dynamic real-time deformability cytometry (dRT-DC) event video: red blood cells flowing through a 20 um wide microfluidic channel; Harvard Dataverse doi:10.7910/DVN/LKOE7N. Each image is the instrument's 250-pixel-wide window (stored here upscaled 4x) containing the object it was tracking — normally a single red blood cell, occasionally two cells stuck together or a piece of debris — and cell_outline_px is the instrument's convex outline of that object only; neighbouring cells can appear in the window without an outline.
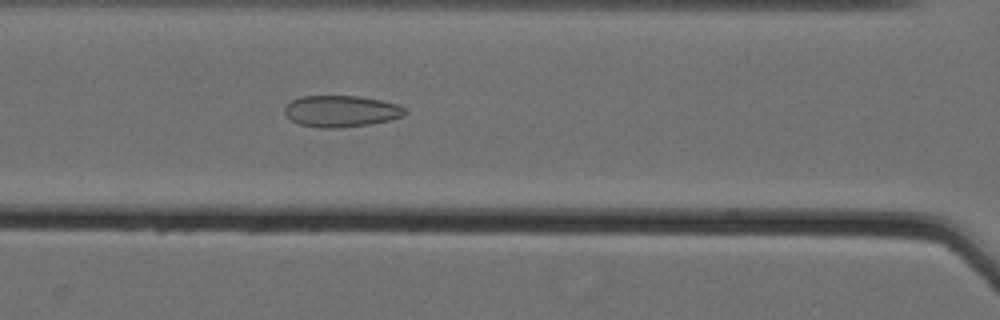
{"species": "Egyptian fruit bat (a non-hibernating species)", "species_latin": "Rousettus aegyptiacus", "temperature_condition": "cold", "stored_images_in_passage": 61, "camera_frame_rate_fps": 3000, "um_per_image_px": 0.085, "animal": {"sex": "female"}, "frame": {"image": 1, "passage_image": 31, "time_ms": 10.0, "image_size_px": [1000, 320], "cell_outline_px": [[408, 112], [400, 116], [388, 120], [368, 124], [340, 128], [320, 128], [300, 124], [292, 120], [284, 112], [284, 108], [292, 100], [300, 96], [360, 96], [380, 100], [396, 104], [404, 108]], "centroid_in_image_um": [28.97, 9.45], "position_along_channel_um": 137.6, "area_um2": 21.85}}
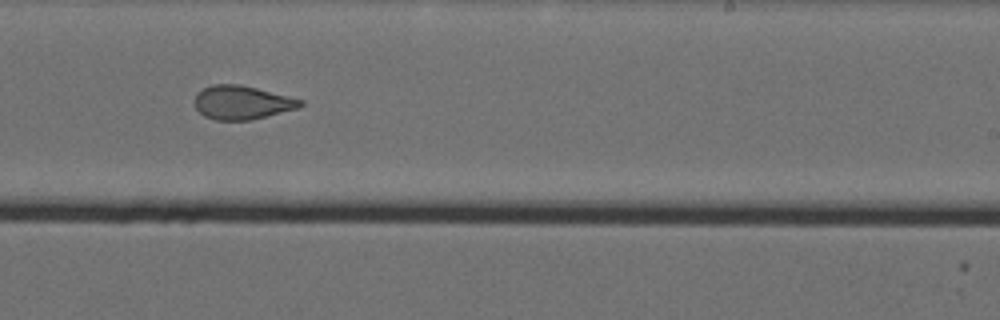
{"frame": {"image": 2, "passage_image": 42, "time_ms": 13.667, "image_size_px": [1000, 320], "cell_outline_px": [[304, 104], [300, 108], [252, 120], [216, 120], [204, 116], [196, 108], [196, 92], [212, 84], [240, 84], [304, 100]], "centroid_in_image_um": [20.6, 8.72], "position_along_channel_um": 268.4, "area_um2": 20.81}}
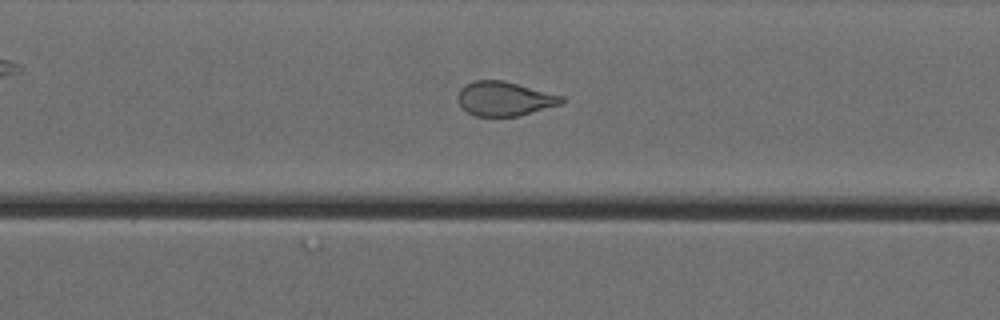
{"frame": {"image": 3, "passage_image": 47, "time_ms": 15.333, "image_size_px": [1000, 320], "cell_outline_px": [[564, 100], [560, 104], [516, 116], [476, 116], [468, 112], [456, 100], [456, 96], [460, 88], [464, 84], [472, 80], [504, 80], [564, 96]], "centroid_in_image_um": [42.83, 8.37], "position_along_channel_um": 327.8, "area_um2": 20.69}, "authors_computed_cell_mechanics": {"area_um2": 24.9118, "velocity_mm_per_s": 3.576, "shape_relaxation_time_tau1_ms": null, "shape_relaxation_time_tau2_ms": 1.5505, "deformation_change_tau1": null, "deformation_change_tau2": 0.0838}}